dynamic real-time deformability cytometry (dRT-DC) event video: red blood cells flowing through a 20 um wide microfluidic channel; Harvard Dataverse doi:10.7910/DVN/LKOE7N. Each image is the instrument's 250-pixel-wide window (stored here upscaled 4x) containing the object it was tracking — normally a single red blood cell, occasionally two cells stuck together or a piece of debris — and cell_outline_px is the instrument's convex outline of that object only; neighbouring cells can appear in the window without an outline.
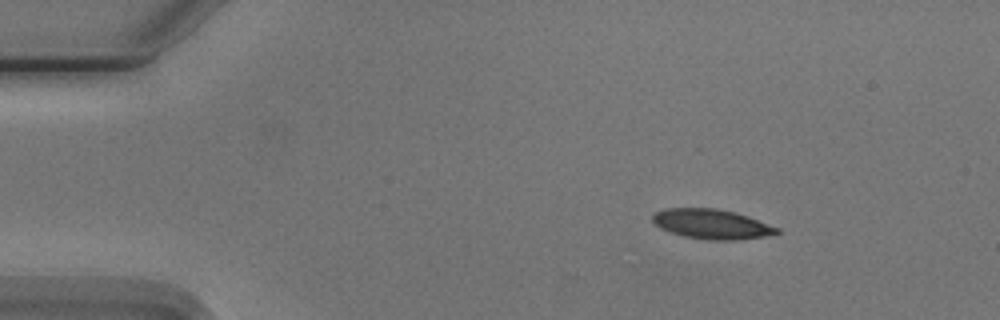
{"species": "Egyptian fruit bat (a non-hibernating species)", "species_latin": "Rousettus aegyptiacus", "temperature_condition": "cold", "stored_images_in_passage": 3, "camera_frame_rate_fps": 3000, "um_per_image_px": 0.085, "animal": {"sex": "male"}, "frame": {"image": 1, "passage_image": 1, "time_ms": 0.0, "image_size_px": [1000, 320], "cell_outline_px": [[780, 232], [764, 236], [740, 240], [708, 240], [684, 236], [660, 228], [652, 220], [652, 216], [656, 212], [668, 208], [716, 208], [748, 216], [780, 228]], "centroid_in_image_um": [60.51, 19.05], "position_along_channel_um": 24.5, "area_um2": 21.39}}